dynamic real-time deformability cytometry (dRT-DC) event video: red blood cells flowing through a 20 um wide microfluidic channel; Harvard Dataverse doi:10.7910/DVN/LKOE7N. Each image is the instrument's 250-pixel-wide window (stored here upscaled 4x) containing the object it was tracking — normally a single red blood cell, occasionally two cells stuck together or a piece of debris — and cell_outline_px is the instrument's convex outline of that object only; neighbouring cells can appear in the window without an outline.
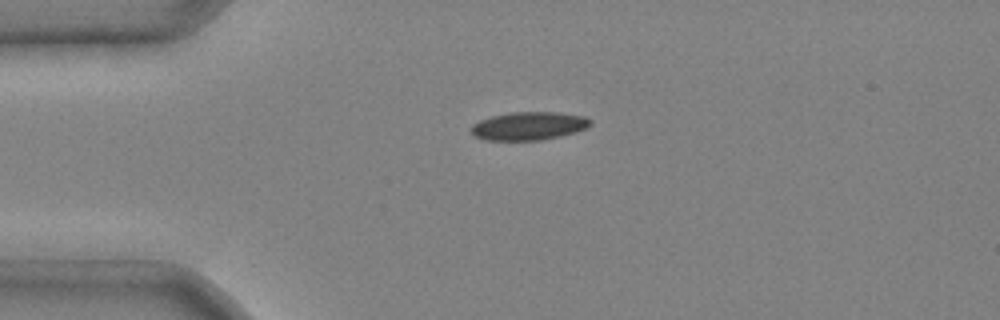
{"species": "common noctule bat (a hibernating species)", "species_latin": "Nyctalus noctula", "temperature_condition": "cold", "stored_images_in_passage": 3, "camera_frame_rate_fps": 3000, "um_per_image_px": 0.085, "animal": {"sex": "male", "body_mass_g": 20.4}, "frame": {"image": 1, "passage_image": 1, "time_ms": 0.0, "image_size_px": [1000, 320], "cell_outline_px": [[592, 124], [588, 128], [576, 132], [544, 140], [484, 140], [472, 136], [468, 128], [472, 124], [480, 120], [492, 116], [512, 112], [556, 112], [584, 116], [592, 120]], "centroid_in_image_um": [44.92, 10.71], "position_along_channel_um": 40.1, "area_um2": 19.94}}
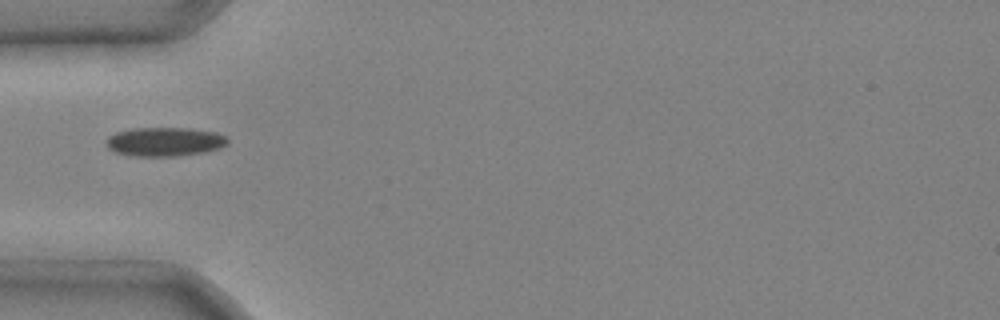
{"frame": {"image": 2, "passage_image": 2, "time_ms": 0.333, "image_size_px": [1000, 320], "cell_outline_px": [[228, 144], [220, 148], [204, 152], [180, 156], [132, 156], [116, 152], [108, 148], [108, 136], [116, 132], [132, 128], [188, 128], [216, 132], [228, 136]], "centroid_in_image_um": [14.05, 12.04], "position_along_channel_um": 71.0, "area_um2": 20.58}}
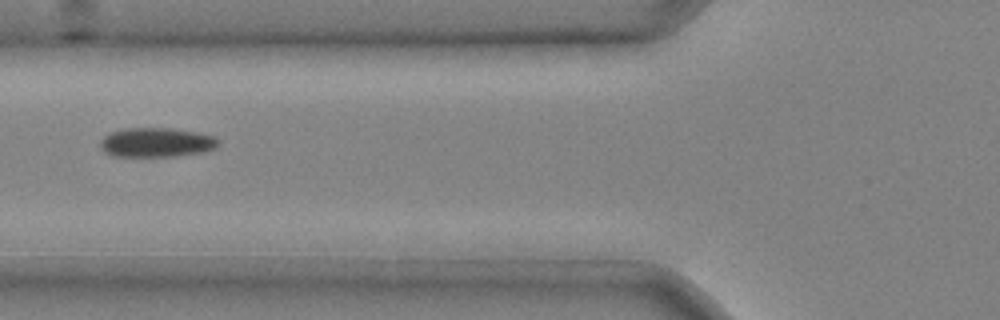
{"frame": {"image": 3, "passage_image": 3, "time_ms": 0.667, "image_size_px": [1000, 320], "cell_outline_px": [[220, 140], [216, 148], [204, 152], [176, 156], [112, 156], [104, 152], [100, 148], [100, 140], [104, 136], [112, 132], [124, 128], [172, 128], [196, 132], [212, 136]], "centroid_in_image_um": [13.29, 12.11], "position_along_channel_um": 112.5, "area_um2": 20.29}}